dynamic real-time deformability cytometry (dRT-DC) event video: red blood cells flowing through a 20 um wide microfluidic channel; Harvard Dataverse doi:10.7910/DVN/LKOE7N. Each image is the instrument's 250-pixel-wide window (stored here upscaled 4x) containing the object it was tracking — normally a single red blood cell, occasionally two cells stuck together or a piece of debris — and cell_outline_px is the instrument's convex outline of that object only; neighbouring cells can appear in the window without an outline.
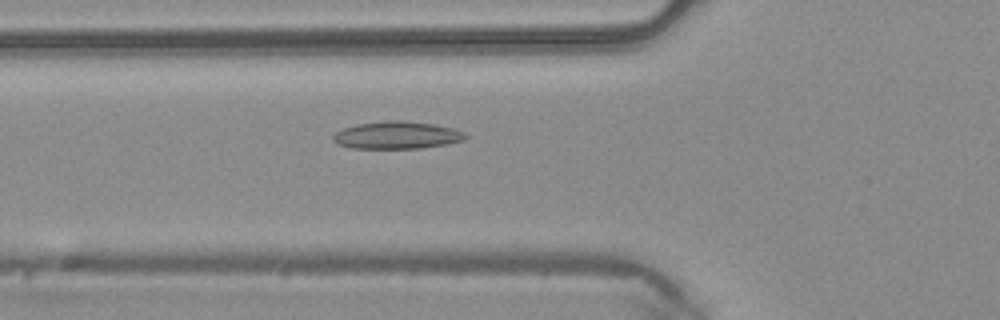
{"species": "common noctule bat (a hibernating species)", "species_latin": "Nyctalus noctula", "temperature_condition": "warm", "stored_images_in_passage": 47, "camera_frame_rate_fps": 3000, "um_per_image_px": 0.085, "animal": {"sex": "male", "body_mass_g": 20.4}, "frame": {"image": 1, "passage_image": 17, "time_ms": 5.333, "image_size_px": [1000, 320], "cell_outline_px": [[468, 136], [464, 140], [448, 144], [420, 148], [352, 148], [336, 144], [332, 140], [332, 136], [336, 132], [344, 128], [356, 124], [388, 120], [400, 120], [432, 124], [452, 128], [464, 132]], "centroid_in_image_um": [33.72, 11.49], "position_along_channel_um": 92.1, "area_um2": 21.15}}
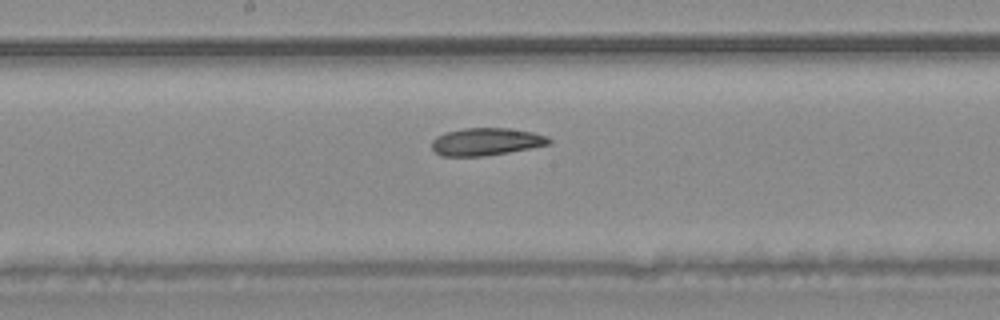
{"frame": {"image": 2, "passage_image": 25, "time_ms": 8.0, "image_size_px": [1000, 320], "cell_outline_px": [[552, 144], [508, 152], [484, 156], [440, 156], [432, 148], [432, 140], [436, 136], [444, 132], [464, 128], [508, 128], [532, 132], [548, 136], [552, 140]], "centroid_in_image_um": [41.32, 12.04], "position_along_channel_um": 206.9, "area_um2": 18.9}}
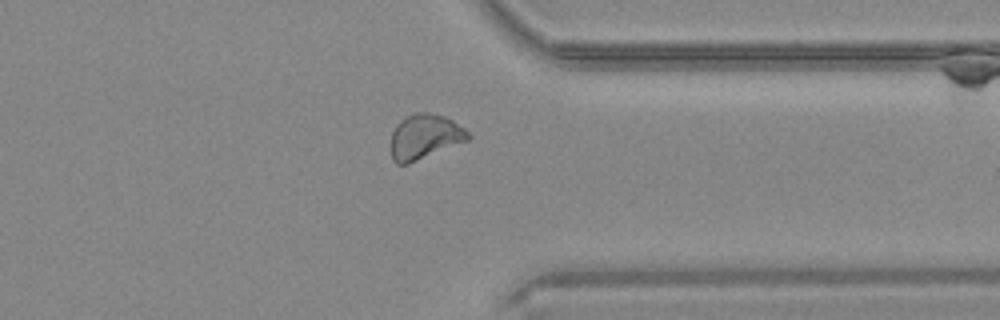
{"frame": {"image": 3, "passage_image": 37, "time_ms": 12.0, "image_size_px": [1000, 320], "cell_outline_px": [[472, 136], [468, 140], [408, 164], [396, 164], [392, 160], [392, 132], [396, 124], [400, 120], [416, 112], [428, 112], [444, 116], [452, 120], [464, 128]], "centroid_in_image_um": [36.1, 11.61], "position_along_channel_um": 375.3, "area_um2": 20.06}}